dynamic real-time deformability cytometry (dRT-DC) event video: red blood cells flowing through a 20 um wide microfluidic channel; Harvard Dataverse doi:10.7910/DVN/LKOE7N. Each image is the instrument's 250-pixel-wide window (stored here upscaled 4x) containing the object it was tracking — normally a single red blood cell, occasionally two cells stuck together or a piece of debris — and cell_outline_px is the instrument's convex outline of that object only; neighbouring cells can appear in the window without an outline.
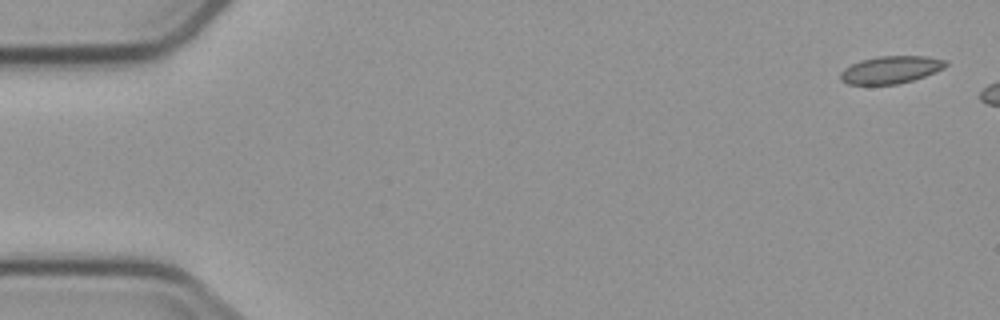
{"species": "common noctule bat (a hibernating species)", "species_latin": "Nyctalus noctula", "temperature_condition": "cold", "stored_images_in_passage": 3, "camera_frame_rate_fps": 3000, "um_per_image_px": 0.085, "animal": {"sex": "male", "body_mass_g": 23.1, "forearm_length_mm": 52.7}, "frame": {"image": 1, "passage_image": 1, "time_ms": 0.0, "image_size_px": [1000, 320], "cell_outline_px": [[948, 64], [944, 68], [936, 72], [912, 80], [896, 84], [848, 84], [840, 80], [840, 72], [844, 68], [852, 64], [864, 60], [880, 56], [928, 56], [944, 60]], "centroid_in_image_um": [75.72, 5.93], "position_along_channel_um": 9.3, "area_um2": 16.65}}